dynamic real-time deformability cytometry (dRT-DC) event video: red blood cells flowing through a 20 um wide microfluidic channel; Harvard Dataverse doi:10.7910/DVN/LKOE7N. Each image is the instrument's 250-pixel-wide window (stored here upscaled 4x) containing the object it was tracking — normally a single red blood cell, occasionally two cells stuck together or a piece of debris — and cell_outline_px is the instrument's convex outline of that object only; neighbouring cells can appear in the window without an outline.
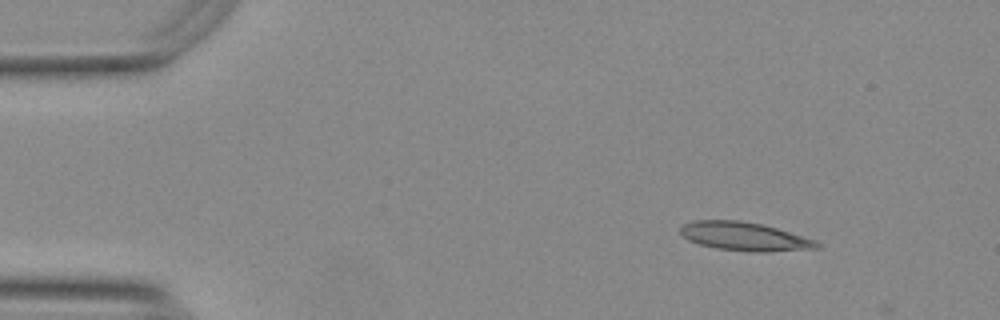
{"species": "Egyptian fruit bat (a non-hibernating species)", "species_latin": "Rousettus aegyptiacus", "temperature_condition": "warm", "stored_images_in_passage": 48, "camera_frame_rate_fps": 3000, "um_per_image_px": 0.085, "animal": {"sex": "female"}, "frame": {"image": 1, "passage_image": 1, "time_ms": 0.0, "image_size_px": [1000, 320], "cell_outline_px": [[820, 248], [768, 252], [756, 252], [716, 248], [700, 244], [688, 240], [680, 232], [680, 228], [684, 224], [696, 220], [740, 220], [764, 224], [816, 240], [820, 244]], "centroid_in_image_um": [63.31, 20.09], "position_along_channel_um": 21.7, "area_um2": 22.72}}
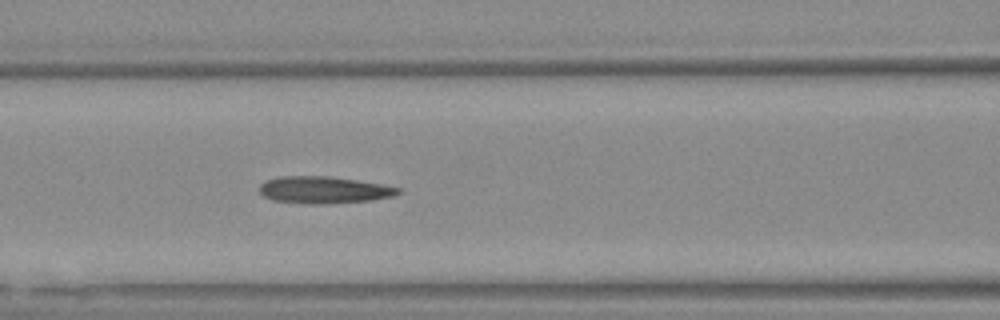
{"frame": {"image": 2, "passage_image": 17, "time_ms": 5.333, "image_size_px": [1000, 320], "cell_outline_px": [[404, 192], [396, 196], [368, 200], [320, 204], [308, 204], [272, 200], [264, 196], [260, 192], [260, 184], [264, 180], [280, 176], [328, 176], [356, 180], [380, 184], [400, 188]], "centroid_in_image_um": [27.52, 16.14], "position_along_channel_um": 139.1, "area_um2": 21.79}}
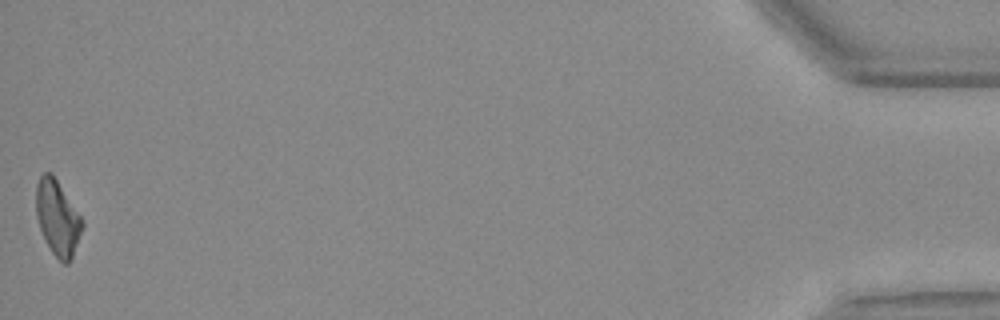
{"frame": {"image": 3, "passage_image": 48, "time_ms": 15.667, "image_size_px": [1000, 320], "cell_outline_px": [[84, 224], [72, 256], [68, 264], [64, 264], [52, 252], [40, 228], [36, 216], [36, 184], [40, 176], [44, 172], [52, 172], [80, 216]], "centroid_in_image_um": [4.87, 18.48], "position_along_channel_um": 430.3, "area_um2": 19.77}, "authors_computed_cell_mechanics": {"area_um2": 21.5305, "velocity_mm_per_s": 3.771, "shape_relaxation_time_tau1_ms": 9.0376, "shape_relaxation_time_tau2_ms": 2.4913, "deformation_change_tau1": 0.2285, "deformation_change_tau2": 0.1425}}